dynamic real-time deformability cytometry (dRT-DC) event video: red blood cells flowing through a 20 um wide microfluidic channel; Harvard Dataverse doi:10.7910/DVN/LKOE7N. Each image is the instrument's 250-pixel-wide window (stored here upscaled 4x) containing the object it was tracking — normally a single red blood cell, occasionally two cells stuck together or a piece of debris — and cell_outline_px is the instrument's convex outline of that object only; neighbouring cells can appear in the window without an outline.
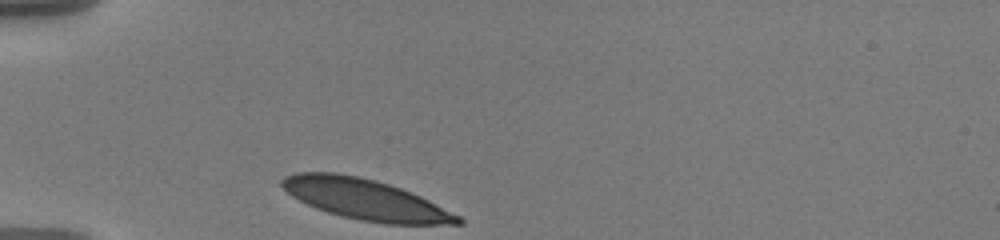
{"species": "human", "species_latin": "Homo sapiens", "temperature_condition": "warm", "stored_images_in_passage": 33, "camera_frame_rate_fps": 3000, "um_per_image_px": 0.085, "donor": {"sex": "male"}, "frame": {"image": 1, "passage_image": 1, "time_ms": 0.0, "image_size_px": [1000, 240], "cell_outline_px": [[464, 224], [384, 224], [360, 220], [328, 212], [316, 208], [292, 196], [280, 184], [280, 180], [284, 176], [296, 172], [336, 172], [360, 176], [376, 180], [400, 188], [420, 196], [460, 216], [464, 220]], "centroid_in_image_um": [31.05, 16.94], "position_along_channel_um": 54.0, "area_um2": 41.44}}
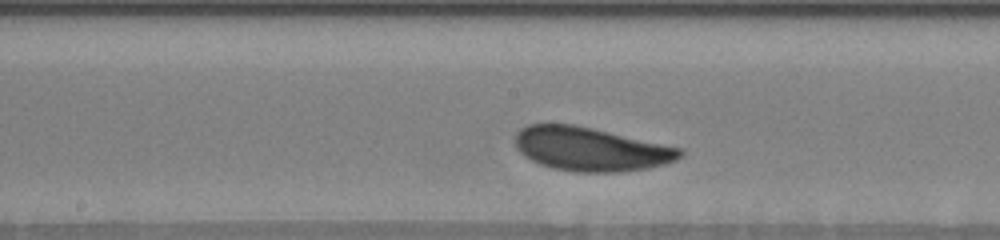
{"frame": {"image": 2, "passage_image": 15, "time_ms": 4.667, "image_size_px": [1000, 240], "cell_outline_px": [[684, 152], [676, 160], [664, 164], [648, 168], [620, 172], [576, 172], [552, 168], [540, 164], [524, 156], [516, 148], [516, 132], [520, 128], [528, 124], [572, 124], [592, 128], [680, 148]], "centroid_in_image_um": [50.17, 12.68], "position_along_channel_um": 198.0, "area_um2": 41.73}}
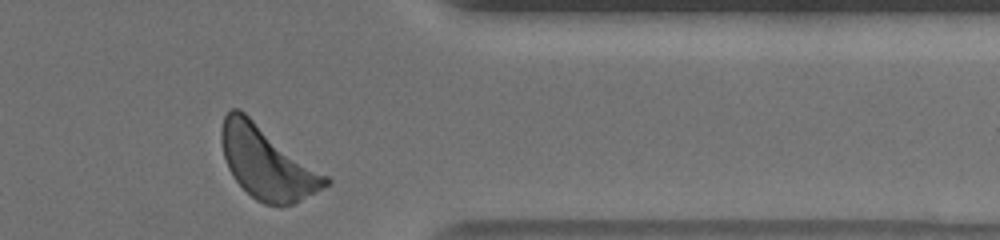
{"frame": {"image": 3, "passage_image": 32, "time_ms": 10.333, "image_size_px": [1000, 240], "cell_outline_px": [[332, 180], [328, 184], [300, 200], [292, 204], [280, 208], [264, 204], [256, 200], [232, 176], [228, 168], [224, 156], [220, 140], [220, 132], [224, 116], [232, 108], [240, 108], [328, 176]], "centroid_in_image_um": [22.67, 13.82], "position_along_channel_um": 388.7, "area_um2": 43.93}, "authors_computed_cell_mechanics": {"area_um2": 41.7316, "velocity_mm_per_s": 3.4939, "shape_relaxation_time_tau1_ms": 1.9872, "shape_relaxation_time_tau2_ms": null, "deformation_change_tau1": 0.0947, "deformation_change_tau2": null}}